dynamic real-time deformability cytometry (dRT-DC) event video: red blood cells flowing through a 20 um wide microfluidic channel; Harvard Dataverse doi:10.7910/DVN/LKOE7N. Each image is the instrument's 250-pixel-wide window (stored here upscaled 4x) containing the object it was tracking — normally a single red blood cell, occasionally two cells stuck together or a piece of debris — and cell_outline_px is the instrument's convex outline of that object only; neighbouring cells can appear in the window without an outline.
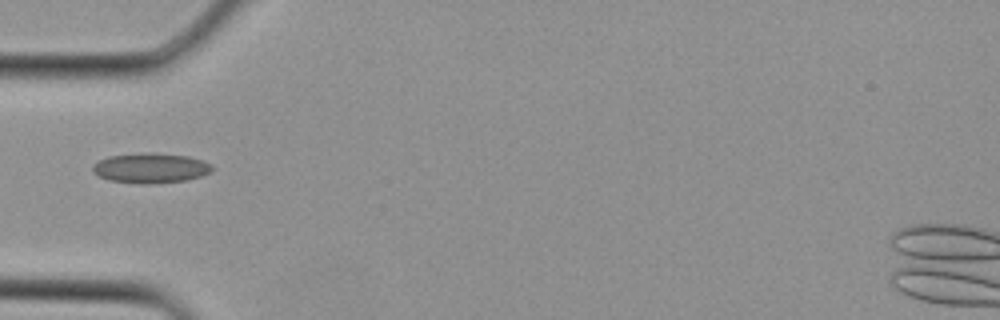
{"species": "Egyptian fruit bat (a non-hibernating species)", "species_latin": "Rousettus aegyptiacus", "temperature_condition": "cold", "stored_images_in_passage": 1, "camera_frame_rate_fps": 3000, "um_per_image_px": 0.085, "animal": {"sex": "female"}, "frame": {"image": 1, "passage_image": 1, "time_ms": 0.0, "image_size_px": [1000, 320], "cell_outline_px": [[212, 172], [200, 176], [184, 180], [148, 184], [140, 184], [108, 180], [92, 172], [92, 164], [108, 156], [148, 152], [188, 156], [212, 164]], "centroid_in_image_um": [12.77, 14.28], "position_along_channel_um": 72.2, "area_um2": 20.81}}